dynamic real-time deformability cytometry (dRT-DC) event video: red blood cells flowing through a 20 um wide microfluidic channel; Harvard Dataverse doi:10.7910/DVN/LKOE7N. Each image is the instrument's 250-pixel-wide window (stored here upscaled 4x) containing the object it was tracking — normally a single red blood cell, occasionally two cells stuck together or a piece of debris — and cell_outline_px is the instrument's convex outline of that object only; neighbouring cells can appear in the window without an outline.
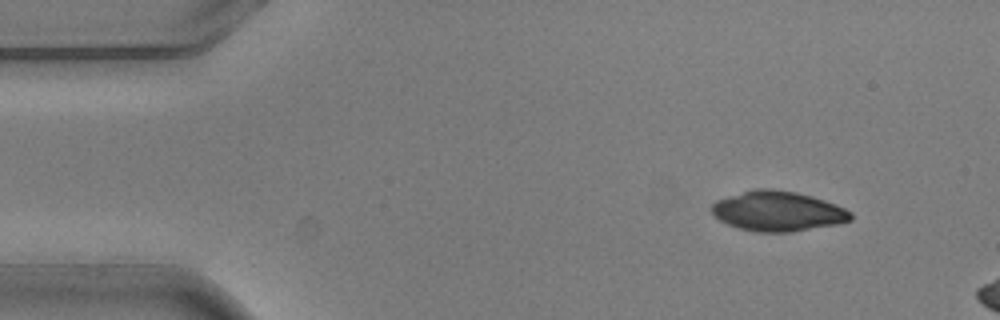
{"species": "common noctule bat (a hibernating species)", "species_latin": "Nyctalus noctula", "temperature_condition": "warm", "stored_images_in_passage": 4, "camera_frame_rate_fps": 3000, "um_per_image_px": 0.085, "animal": {"sex": "male", "body_mass_g": 20.5, "forearm_length_mm": 52.5}, "frame": {"image": 1, "passage_image": 1, "time_ms": 0.0, "image_size_px": [1000, 320], "cell_outline_px": [[852, 220], [840, 224], [792, 232], [756, 232], [740, 228], [728, 224], [720, 220], [712, 212], [712, 204], [716, 200], [756, 188], [768, 188], [796, 192], [812, 196], [836, 204], [852, 212]], "centroid_in_image_um": [66.16, 17.96], "position_along_channel_um": 18.8, "area_um2": 32.37}}